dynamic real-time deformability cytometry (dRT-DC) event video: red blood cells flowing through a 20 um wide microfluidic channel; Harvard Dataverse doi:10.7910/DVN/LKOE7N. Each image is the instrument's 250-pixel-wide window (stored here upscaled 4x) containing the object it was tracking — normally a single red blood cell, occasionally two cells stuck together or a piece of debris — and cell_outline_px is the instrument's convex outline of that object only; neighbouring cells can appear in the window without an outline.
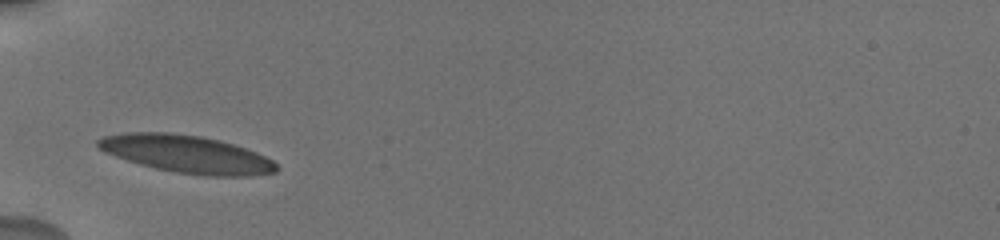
{"species": "human", "species_latin": "Homo sapiens", "temperature_condition": "cold", "stored_images_in_passage": 17, "camera_frame_rate_fps": 3000, "um_per_image_px": 0.085, "donor": {"sex": "male"}, "frame": {"image": 1, "passage_image": 1, "time_ms": 0.0, "image_size_px": [1000, 240], "cell_outline_px": [[280, 168], [276, 172], [252, 176], [204, 176], [176, 172], [156, 168], [140, 164], [104, 152], [96, 148], [96, 140], [104, 136], [124, 132], [172, 132], [200, 136], [220, 140], [256, 152], [272, 160]], "centroid_in_image_um": [15.85, 13.09], "position_along_channel_um": 69.1, "area_um2": 39.19}}
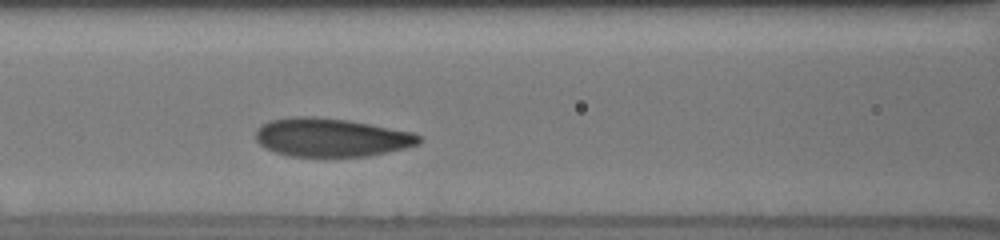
{"frame": {"image": 2, "passage_image": 10, "time_ms": 2.0, "image_size_px": [1000, 240], "cell_outline_px": [[420, 140], [416, 144], [404, 148], [368, 156], [292, 156], [276, 152], [260, 144], [256, 140], [256, 128], [260, 124], [268, 120], [292, 116], [316, 116], [348, 120], [412, 132], [420, 136]], "centroid_in_image_um": [28.09, 11.66], "position_along_channel_um": 138.5, "area_um2": 36.41}}
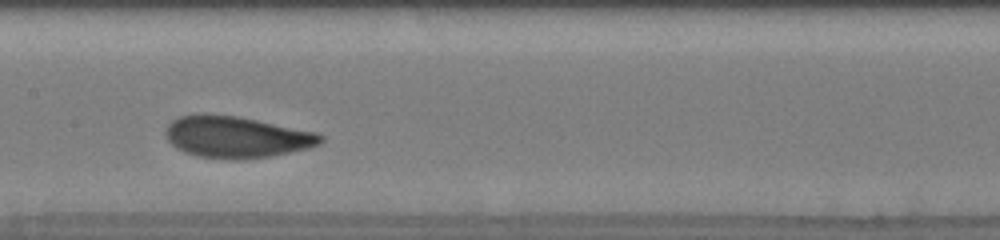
{"frame": {"image": 3, "passage_image": 16, "time_ms": 3.333, "image_size_px": [1000, 240], "cell_outline_px": [[324, 140], [320, 144], [308, 148], [268, 156], [236, 160], [196, 156], [184, 152], [176, 148], [168, 140], [164, 132], [168, 124], [172, 120], [180, 116], [236, 116], [316, 132], [324, 136]], "centroid_in_image_um": [20.1, 11.67], "position_along_channel_um": 187.3, "area_um2": 36.76}}